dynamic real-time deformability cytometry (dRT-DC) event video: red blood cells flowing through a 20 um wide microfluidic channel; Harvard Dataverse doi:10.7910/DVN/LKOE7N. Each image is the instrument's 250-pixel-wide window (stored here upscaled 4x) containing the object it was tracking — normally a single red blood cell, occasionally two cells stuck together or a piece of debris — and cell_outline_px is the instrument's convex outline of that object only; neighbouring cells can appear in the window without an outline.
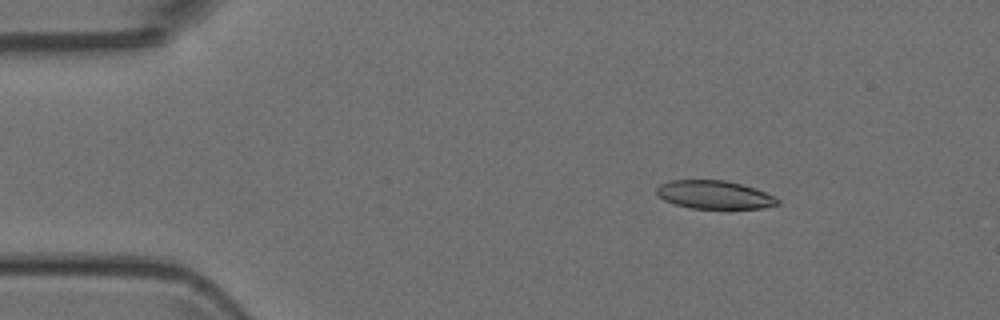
{"species": "Egyptian fruit bat (a non-hibernating species)", "species_latin": "Rousettus aegyptiacus", "temperature_condition": "room temperature", "stored_images_in_passage": 5, "camera_frame_rate_fps": 3000, "um_per_image_px": 0.085, "animal": {"sex": "female"}, "frame": {"image": 1, "passage_image": 3, "time_ms": 2.333, "image_size_px": [1000, 320], "cell_outline_px": [[780, 204], [764, 208], [688, 208], [664, 200], [656, 192], [656, 188], [660, 184], [668, 180], [724, 180], [756, 188], [780, 200]], "centroid_in_image_um": [60.71, 16.55], "position_along_channel_um": 24.3, "area_um2": 19.83}}
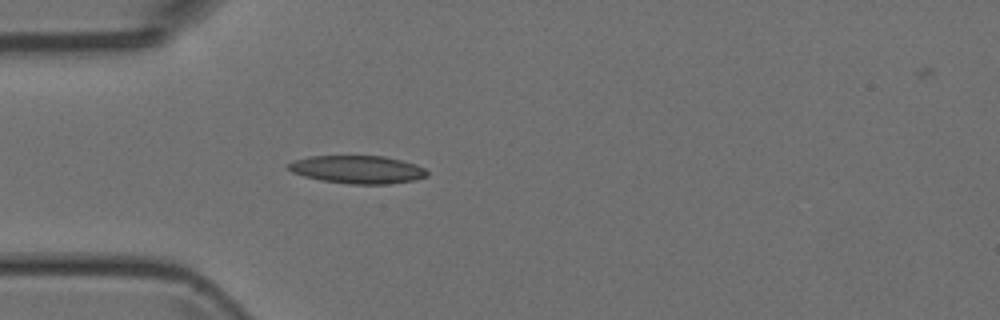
{"frame": {"image": 2, "passage_image": 5, "time_ms": 4.667, "image_size_px": [1000, 320], "cell_outline_px": [[428, 176], [412, 180], [388, 184], [352, 184], [320, 180], [304, 176], [292, 172], [288, 168], [288, 164], [292, 160], [308, 156], [384, 156], [416, 164], [424, 168], [428, 172]], "centroid_in_image_um": [30.37, 14.4], "position_along_channel_um": 54.6, "area_um2": 22.54}}